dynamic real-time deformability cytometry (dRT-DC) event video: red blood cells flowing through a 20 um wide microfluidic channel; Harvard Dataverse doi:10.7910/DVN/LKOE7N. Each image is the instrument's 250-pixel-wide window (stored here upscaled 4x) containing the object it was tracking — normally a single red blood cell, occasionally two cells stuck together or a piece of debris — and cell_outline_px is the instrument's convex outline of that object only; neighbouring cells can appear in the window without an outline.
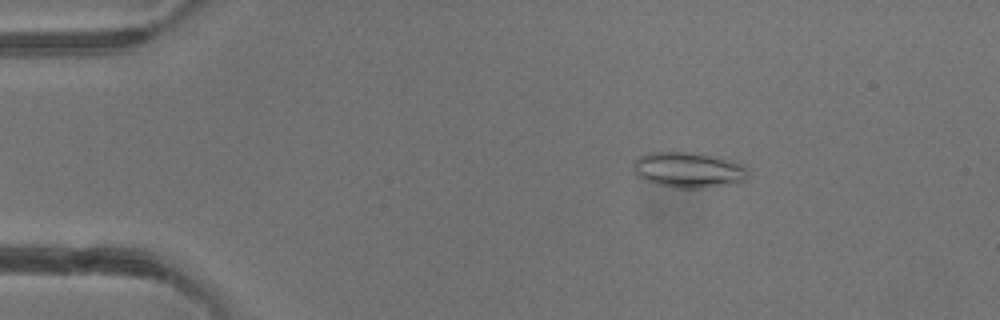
{"species": "common noctule bat (a hibernating species)", "species_latin": "Nyctalus noctula", "temperature_condition": "warm", "stored_images_in_passage": 2, "camera_frame_rate_fps": 3000, "um_per_image_px": 0.085, "animal": {"sex": "male", "body_mass_g": 13.3}, "frame": {"image": 1, "passage_image": 1, "time_ms": 0.0, "image_size_px": [1000, 320], "cell_outline_px": [[748, 176], [744, 180], [728, 184], [704, 188], [676, 188], [656, 184], [644, 180], [636, 176], [632, 172], [636, 160], [640, 156], [652, 152], [700, 152], [732, 160], [744, 164], [748, 168]], "centroid_in_image_um": [58.54, 14.43], "position_along_channel_um": 26.5, "area_um2": 24.1}}